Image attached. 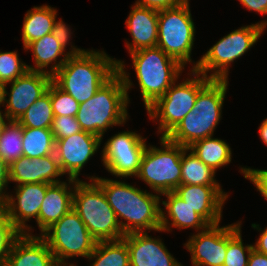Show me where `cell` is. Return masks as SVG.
I'll use <instances>...</instances> for the list:
<instances>
[{
  "mask_svg": "<svg viewBox=\"0 0 267 266\" xmlns=\"http://www.w3.org/2000/svg\"><path fill=\"white\" fill-rule=\"evenodd\" d=\"M55 153L41 158L20 157L9 165V180L17 185L59 183L63 176Z\"/></svg>",
  "mask_w": 267,
  "mask_h": 266,
  "instance_id": "obj_19",
  "label": "cell"
},
{
  "mask_svg": "<svg viewBox=\"0 0 267 266\" xmlns=\"http://www.w3.org/2000/svg\"><path fill=\"white\" fill-rule=\"evenodd\" d=\"M128 246L130 266H181L160 238L147 232H133L122 238Z\"/></svg>",
  "mask_w": 267,
  "mask_h": 266,
  "instance_id": "obj_18",
  "label": "cell"
},
{
  "mask_svg": "<svg viewBox=\"0 0 267 266\" xmlns=\"http://www.w3.org/2000/svg\"><path fill=\"white\" fill-rule=\"evenodd\" d=\"M117 71L97 90L95 95L79 104L77 122L83 131L103 140L107 130L113 126L125 125L129 119L127 106L130 103L128 91L134 85L125 62L114 59Z\"/></svg>",
  "mask_w": 267,
  "mask_h": 266,
  "instance_id": "obj_1",
  "label": "cell"
},
{
  "mask_svg": "<svg viewBox=\"0 0 267 266\" xmlns=\"http://www.w3.org/2000/svg\"><path fill=\"white\" fill-rule=\"evenodd\" d=\"M23 156L41 158L55 153V139L51 129L23 127Z\"/></svg>",
  "mask_w": 267,
  "mask_h": 266,
  "instance_id": "obj_29",
  "label": "cell"
},
{
  "mask_svg": "<svg viewBox=\"0 0 267 266\" xmlns=\"http://www.w3.org/2000/svg\"><path fill=\"white\" fill-rule=\"evenodd\" d=\"M51 82V75L28 70L24 75L8 83L11 84L10 93L6 90V86H3L2 106L6 107L4 114L10 121H17L47 91Z\"/></svg>",
  "mask_w": 267,
  "mask_h": 266,
  "instance_id": "obj_13",
  "label": "cell"
},
{
  "mask_svg": "<svg viewBox=\"0 0 267 266\" xmlns=\"http://www.w3.org/2000/svg\"><path fill=\"white\" fill-rule=\"evenodd\" d=\"M80 131H82V129L77 122L76 117L59 116L54 117L52 121L51 132L53 133L55 140L69 137Z\"/></svg>",
  "mask_w": 267,
  "mask_h": 266,
  "instance_id": "obj_36",
  "label": "cell"
},
{
  "mask_svg": "<svg viewBox=\"0 0 267 266\" xmlns=\"http://www.w3.org/2000/svg\"><path fill=\"white\" fill-rule=\"evenodd\" d=\"M158 10L134 3L125 24L132 36V42H126L129 53L149 47L158 42Z\"/></svg>",
  "mask_w": 267,
  "mask_h": 266,
  "instance_id": "obj_21",
  "label": "cell"
},
{
  "mask_svg": "<svg viewBox=\"0 0 267 266\" xmlns=\"http://www.w3.org/2000/svg\"><path fill=\"white\" fill-rule=\"evenodd\" d=\"M228 80L212 79L197 95L193 109L166 136L183 147L198 140L212 137L222 117Z\"/></svg>",
  "mask_w": 267,
  "mask_h": 266,
  "instance_id": "obj_4",
  "label": "cell"
},
{
  "mask_svg": "<svg viewBox=\"0 0 267 266\" xmlns=\"http://www.w3.org/2000/svg\"><path fill=\"white\" fill-rule=\"evenodd\" d=\"M241 221L227 225V252L223 266H247L252 244L244 245Z\"/></svg>",
  "mask_w": 267,
  "mask_h": 266,
  "instance_id": "obj_31",
  "label": "cell"
},
{
  "mask_svg": "<svg viewBox=\"0 0 267 266\" xmlns=\"http://www.w3.org/2000/svg\"><path fill=\"white\" fill-rule=\"evenodd\" d=\"M54 113L50 98V84L47 91L36 100L17 122L22 127L51 129Z\"/></svg>",
  "mask_w": 267,
  "mask_h": 266,
  "instance_id": "obj_30",
  "label": "cell"
},
{
  "mask_svg": "<svg viewBox=\"0 0 267 266\" xmlns=\"http://www.w3.org/2000/svg\"><path fill=\"white\" fill-rule=\"evenodd\" d=\"M163 195L167 198V200L161 202L165 209V211H163V208H161V230L163 232H169L171 227H175L179 230L193 228L198 232L206 229L210 225L174 191L161 194V196Z\"/></svg>",
  "mask_w": 267,
  "mask_h": 266,
  "instance_id": "obj_24",
  "label": "cell"
},
{
  "mask_svg": "<svg viewBox=\"0 0 267 266\" xmlns=\"http://www.w3.org/2000/svg\"><path fill=\"white\" fill-rule=\"evenodd\" d=\"M56 17L57 10L49 5L34 6L31 10H28L23 19V48L51 33Z\"/></svg>",
  "mask_w": 267,
  "mask_h": 266,
  "instance_id": "obj_25",
  "label": "cell"
},
{
  "mask_svg": "<svg viewBox=\"0 0 267 266\" xmlns=\"http://www.w3.org/2000/svg\"><path fill=\"white\" fill-rule=\"evenodd\" d=\"M136 73L145 109L163 96L180 79L185 67L158 46L129 53Z\"/></svg>",
  "mask_w": 267,
  "mask_h": 266,
  "instance_id": "obj_5",
  "label": "cell"
},
{
  "mask_svg": "<svg viewBox=\"0 0 267 266\" xmlns=\"http://www.w3.org/2000/svg\"><path fill=\"white\" fill-rule=\"evenodd\" d=\"M73 209L97 241H114L124 237L114 210L103 190L94 182L80 180L73 192Z\"/></svg>",
  "mask_w": 267,
  "mask_h": 266,
  "instance_id": "obj_7",
  "label": "cell"
},
{
  "mask_svg": "<svg viewBox=\"0 0 267 266\" xmlns=\"http://www.w3.org/2000/svg\"><path fill=\"white\" fill-rule=\"evenodd\" d=\"M94 261L90 266H130V254L123 240L97 242L87 258Z\"/></svg>",
  "mask_w": 267,
  "mask_h": 266,
  "instance_id": "obj_28",
  "label": "cell"
},
{
  "mask_svg": "<svg viewBox=\"0 0 267 266\" xmlns=\"http://www.w3.org/2000/svg\"><path fill=\"white\" fill-rule=\"evenodd\" d=\"M195 33L189 2L159 10L156 46L184 67L192 63Z\"/></svg>",
  "mask_w": 267,
  "mask_h": 266,
  "instance_id": "obj_11",
  "label": "cell"
},
{
  "mask_svg": "<svg viewBox=\"0 0 267 266\" xmlns=\"http://www.w3.org/2000/svg\"><path fill=\"white\" fill-rule=\"evenodd\" d=\"M161 148L147 145L135 176L145 182L152 191L163 194L181 185V156L186 147L160 137Z\"/></svg>",
  "mask_w": 267,
  "mask_h": 266,
  "instance_id": "obj_9",
  "label": "cell"
},
{
  "mask_svg": "<svg viewBox=\"0 0 267 266\" xmlns=\"http://www.w3.org/2000/svg\"><path fill=\"white\" fill-rule=\"evenodd\" d=\"M21 60L17 51L0 52V85L7 87L8 83L29 70L26 63Z\"/></svg>",
  "mask_w": 267,
  "mask_h": 266,
  "instance_id": "obj_33",
  "label": "cell"
},
{
  "mask_svg": "<svg viewBox=\"0 0 267 266\" xmlns=\"http://www.w3.org/2000/svg\"><path fill=\"white\" fill-rule=\"evenodd\" d=\"M116 71L114 58L105 51L87 50L71 55L52 76V81L81 104L93 97Z\"/></svg>",
  "mask_w": 267,
  "mask_h": 266,
  "instance_id": "obj_3",
  "label": "cell"
},
{
  "mask_svg": "<svg viewBox=\"0 0 267 266\" xmlns=\"http://www.w3.org/2000/svg\"><path fill=\"white\" fill-rule=\"evenodd\" d=\"M190 74V78L181 83L175 81L146 109L152 121H159L160 137H166L193 109L198 93L212 80L195 70H190Z\"/></svg>",
  "mask_w": 267,
  "mask_h": 266,
  "instance_id": "obj_8",
  "label": "cell"
},
{
  "mask_svg": "<svg viewBox=\"0 0 267 266\" xmlns=\"http://www.w3.org/2000/svg\"><path fill=\"white\" fill-rule=\"evenodd\" d=\"M70 46L71 50L65 53L64 47L61 46L52 33H48L42 38L29 43L24 50L25 52L26 50L32 51L35 65H27L28 69L53 76L71 55H78L87 51L73 46L71 42ZM58 57L62 58L57 61ZM50 64H52L51 67ZM48 67H50V70H48Z\"/></svg>",
  "mask_w": 267,
  "mask_h": 266,
  "instance_id": "obj_20",
  "label": "cell"
},
{
  "mask_svg": "<svg viewBox=\"0 0 267 266\" xmlns=\"http://www.w3.org/2000/svg\"><path fill=\"white\" fill-rule=\"evenodd\" d=\"M174 192L210 225L222 219V209L229 195L221 186L180 185Z\"/></svg>",
  "mask_w": 267,
  "mask_h": 266,
  "instance_id": "obj_17",
  "label": "cell"
},
{
  "mask_svg": "<svg viewBox=\"0 0 267 266\" xmlns=\"http://www.w3.org/2000/svg\"><path fill=\"white\" fill-rule=\"evenodd\" d=\"M253 249L267 255V227L263 229L256 243L253 244Z\"/></svg>",
  "mask_w": 267,
  "mask_h": 266,
  "instance_id": "obj_43",
  "label": "cell"
},
{
  "mask_svg": "<svg viewBox=\"0 0 267 266\" xmlns=\"http://www.w3.org/2000/svg\"><path fill=\"white\" fill-rule=\"evenodd\" d=\"M69 25H66L62 18L57 21L55 19L53 29H52V35L56 38V40L61 44L62 47L66 50V46L69 45V40H71V35L73 32H71V29L68 28Z\"/></svg>",
  "mask_w": 267,
  "mask_h": 266,
  "instance_id": "obj_38",
  "label": "cell"
},
{
  "mask_svg": "<svg viewBox=\"0 0 267 266\" xmlns=\"http://www.w3.org/2000/svg\"><path fill=\"white\" fill-rule=\"evenodd\" d=\"M193 266H223L227 252V225H209L184 243Z\"/></svg>",
  "mask_w": 267,
  "mask_h": 266,
  "instance_id": "obj_16",
  "label": "cell"
},
{
  "mask_svg": "<svg viewBox=\"0 0 267 266\" xmlns=\"http://www.w3.org/2000/svg\"><path fill=\"white\" fill-rule=\"evenodd\" d=\"M22 132L17 121H9L0 137V156L9 165L23 156Z\"/></svg>",
  "mask_w": 267,
  "mask_h": 266,
  "instance_id": "obj_32",
  "label": "cell"
},
{
  "mask_svg": "<svg viewBox=\"0 0 267 266\" xmlns=\"http://www.w3.org/2000/svg\"><path fill=\"white\" fill-rule=\"evenodd\" d=\"M102 138L80 131L69 137L55 140V155L61 171L69 179L80 181L78 178L83 166L97 153Z\"/></svg>",
  "mask_w": 267,
  "mask_h": 266,
  "instance_id": "obj_15",
  "label": "cell"
},
{
  "mask_svg": "<svg viewBox=\"0 0 267 266\" xmlns=\"http://www.w3.org/2000/svg\"><path fill=\"white\" fill-rule=\"evenodd\" d=\"M240 171L244 174V178L250 180L256 186L257 191L267 200V170L242 167Z\"/></svg>",
  "mask_w": 267,
  "mask_h": 266,
  "instance_id": "obj_37",
  "label": "cell"
},
{
  "mask_svg": "<svg viewBox=\"0 0 267 266\" xmlns=\"http://www.w3.org/2000/svg\"><path fill=\"white\" fill-rule=\"evenodd\" d=\"M49 185L47 183L17 185L15 196L8 193L1 204L9 219L22 234L33 236L32 226L26 223L31 218H34L37 223L40 206Z\"/></svg>",
  "mask_w": 267,
  "mask_h": 266,
  "instance_id": "obj_14",
  "label": "cell"
},
{
  "mask_svg": "<svg viewBox=\"0 0 267 266\" xmlns=\"http://www.w3.org/2000/svg\"><path fill=\"white\" fill-rule=\"evenodd\" d=\"M266 27L267 20H262L235 29L219 39L196 63L193 61L191 70L210 79L228 80L231 63L254 46Z\"/></svg>",
  "mask_w": 267,
  "mask_h": 266,
  "instance_id": "obj_6",
  "label": "cell"
},
{
  "mask_svg": "<svg viewBox=\"0 0 267 266\" xmlns=\"http://www.w3.org/2000/svg\"><path fill=\"white\" fill-rule=\"evenodd\" d=\"M5 266H58L54 254L40 236L22 234L13 244Z\"/></svg>",
  "mask_w": 267,
  "mask_h": 266,
  "instance_id": "obj_23",
  "label": "cell"
},
{
  "mask_svg": "<svg viewBox=\"0 0 267 266\" xmlns=\"http://www.w3.org/2000/svg\"><path fill=\"white\" fill-rule=\"evenodd\" d=\"M88 178L103 190L124 234L152 230L162 232L160 194L143 191L120 180L96 176Z\"/></svg>",
  "mask_w": 267,
  "mask_h": 266,
  "instance_id": "obj_2",
  "label": "cell"
},
{
  "mask_svg": "<svg viewBox=\"0 0 267 266\" xmlns=\"http://www.w3.org/2000/svg\"><path fill=\"white\" fill-rule=\"evenodd\" d=\"M50 98L54 117H76L79 103L71 95L60 89L53 81L50 83Z\"/></svg>",
  "mask_w": 267,
  "mask_h": 266,
  "instance_id": "obj_35",
  "label": "cell"
},
{
  "mask_svg": "<svg viewBox=\"0 0 267 266\" xmlns=\"http://www.w3.org/2000/svg\"><path fill=\"white\" fill-rule=\"evenodd\" d=\"M67 179L68 183L61 181L47 187L37 219L41 234L73 208V192L78 181Z\"/></svg>",
  "mask_w": 267,
  "mask_h": 266,
  "instance_id": "obj_22",
  "label": "cell"
},
{
  "mask_svg": "<svg viewBox=\"0 0 267 266\" xmlns=\"http://www.w3.org/2000/svg\"><path fill=\"white\" fill-rule=\"evenodd\" d=\"M9 121L10 120L8 119V117L1 110L0 111V137L4 131V128L6 127Z\"/></svg>",
  "mask_w": 267,
  "mask_h": 266,
  "instance_id": "obj_45",
  "label": "cell"
},
{
  "mask_svg": "<svg viewBox=\"0 0 267 266\" xmlns=\"http://www.w3.org/2000/svg\"><path fill=\"white\" fill-rule=\"evenodd\" d=\"M9 164L0 156V205L5 201L9 184Z\"/></svg>",
  "mask_w": 267,
  "mask_h": 266,
  "instance_id": "obj_40",
  "label": "cell"
},
{
  "mask_svg": "<svg viewBox=\"0 0 267 266\" xmlns=\"http://www.w3.org/2000/svg\"><path fill=\"white\" fill-rule=\"evenodd\" d=\"M21 235L0 205V266H5L14 242Z\"/></svg>",
  "mask_w": 267,
  "mask_h": 266,
  "instance_id": "obj_34",
  "label": "cell"
},
{
  "mask_svg": "<svg viewBox=\"0 0 267 266\" xmlns=\"http://www.w3.org/2000/svg\"><path fill=\"white\" fill-rule=\"evenodd\" d=\"M184 0H136L135 3L155 10H162L184 3Z\"/></svg>",
  "mask_w": 267,
  "mask_h": 266,
  "instance_id": "obj_39",
  "label": "cell"
},
{
  "mask_svg": "<svg viewBox=\"0 0 267 266\" xmlns=\"http://www.w3.org/2000/svg\"><path fill=\"white\" fill-rule=\"evenodd\" d=\"M189 152V154H187ZM216 172L202 162L191 149L185 148L181 156V185L221 186Z\"/></svg>",
  "mask_w": 267,
  "mask_h": 266,
  "instance_id": "obj_27",
  "label": "cell"
},
{
  "mask_svg": "<svg viewBox=\"0 0 267 266\" xmlns=\"http://www.w3.org/2000/svg\"><path fill=\"white\" fill-rule=\"evenodd\" d=\"M135 131H122L104 143L101 160L108 172L117 177L136 176L139 172L146 140Z\"/></svg>",
  "mask_w": 267,
  "mask_h": 266,
  "instance_id": "obj_12",
  "label": "cell"
},
{
  "mask_svg": "<svg viewBox=\"0 0 267 266\" xmlns=\"http://www.w3.org/2000/svg\"><path fill=\"white\" fill-rule=\"evenodd\" d=\"M258 130L260 139L267 146V118L261 122Z\"/></svg>",
  "mask_w": 267,
  "mask_h": 266,
  "instance_id": "obj_44",
  "label": "cell"
},
{
  "mask_svg": "<svg viewBox=\"0 0 267 266\" xmlns=\"http://www.w3.org/2000/svg\"><path fill=\"white\" fill-rule=\"evenodd\" d=\"M188 148L215 172L218 168L228 166L232 160L230 145L225 140L213 136L198 140Z\"/></svg>",
  "mask_w": 267,
  "mask_h": 266,
  "instance_id": "obj_26",
  "label": "cell"
},
{
  "mask_svg": "<svg viewBox=\"0 0 267 266\" xmlns=\"http://www.w3.org/2000/svg\"><path fill=\"white\" fill-rule=\"evenodd\" d=\"M39 236L49 246L57 264L62 266H77L65 260L88 258L97 243L73 208Z\"/></svg>",
  "mask_w": 267,
  "mask_h": 266,
  "instance_id": "obj_10",
  "label": "cell"
},
{
  "mask_svg": "<svg viewBox=\"0 0 267 266\" xmlns=\"http://www.w3.org/2000/svg\"><path fill=\"white\" fill-rule=\"evenodd\" d=\"M247 266H267V255L252 249Z\"/></svg>",
  "mask_w": 267,
  "mask_h": 266,
  "instance_id": "obj_42",
  "label": "cell"
},
{
  "mask_svg": "<svg viewBox=\"0 0 267 266\" xmlns=\"http://www.w3.org/2000/svg\"><path fill=\"white\" fill-rule=\"evenodd\" d=\"M241 5L249 11H254L262 15L267 14V0H238Z\"/></svg>",
  "mask_w": 267,
  "mask_h": 266,
  "instance_id": "obj_41",
  "label": "cell"
},
{
  "mask_svg": "<svg viewBox=\"0 0 267 266\" xmlns=\"http://www.w3.org/2000/svg\"><path fill=\"white\" fill-rule=\"evenodd\" d=\"M2 101H3V86L0 85V106H2ZM1 111V107H0Z\"/></svg>",
  "mask_w": 267,
  "mask_h": 266,
  "instance_id": "obj_46",
  "label": "cell"
}]
</instances>
